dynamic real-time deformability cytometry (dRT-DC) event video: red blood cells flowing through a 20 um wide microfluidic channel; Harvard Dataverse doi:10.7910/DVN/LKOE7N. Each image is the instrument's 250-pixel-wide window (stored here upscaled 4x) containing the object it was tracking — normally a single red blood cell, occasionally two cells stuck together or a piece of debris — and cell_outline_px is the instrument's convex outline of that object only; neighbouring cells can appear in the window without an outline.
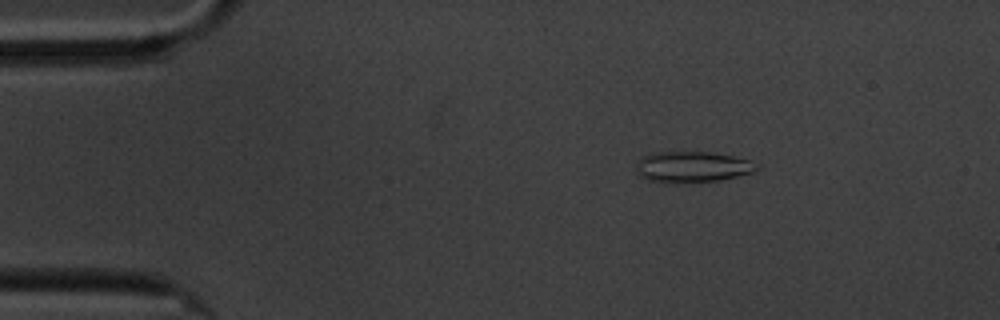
{"species": "common noctule bat (a hibernating species)", "species_latin": "Nyctalus noctula", "temperature_condition": "cold", "stored_images_in_passage": 4, "camera_frame_rate_fps": 3000, "um_per_image_px": 0.085, "animal": {"sex": "male", "body_mass_g": 20.1, "forearm_length_mm": 53.5}, "frame": {"image": 1, "passage_image": 3, "time_ms": 2.333, "image_size_px": [1000, 320], "cell_outline_px": [[760, 168], [756, 172], [720, 180], [648, 180], [640, 176], [636, 172], [636, 164], [644, 156], [652, 152], [712, 152], [732, 156], [748, 160], [760, 164]], "centroid_in_image_um": [58.92, 14.14], "position_along_channel_um": 26.1, "area_um2": 21.04}}